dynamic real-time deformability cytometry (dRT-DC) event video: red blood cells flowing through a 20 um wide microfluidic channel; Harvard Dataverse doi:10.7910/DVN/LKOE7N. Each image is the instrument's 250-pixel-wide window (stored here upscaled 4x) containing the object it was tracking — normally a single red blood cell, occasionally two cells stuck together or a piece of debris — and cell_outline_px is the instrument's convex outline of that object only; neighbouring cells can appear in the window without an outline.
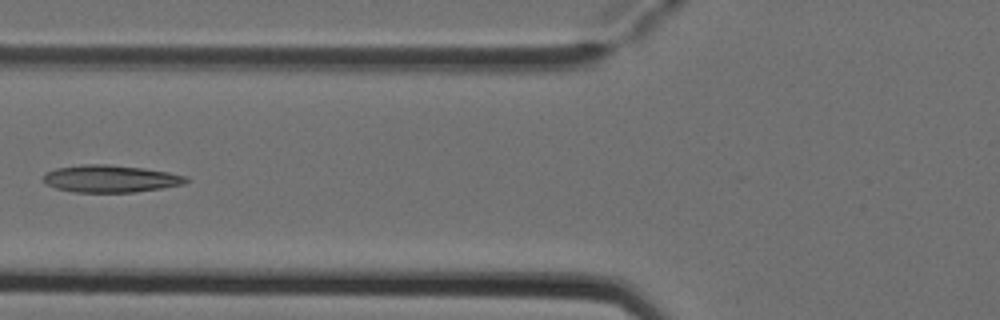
{"species": "Egyptian fruit bat (a non-hibernating species)", "species_latin": "Rousettus aegyptiacus", "temperature_condition": "cold", "stored_images_in_passage": 5, "camera_frame_rate_fps": 3000, "um_per_image_px": 0.085, "animal": {"sex": "female"}, "frame": {"image": 1, "passage_image": 4, "time_ms": 1.0, "image_size_px": [1000, 320], "cell_outline_px": [[188, 180], [184, 184], [164, 188], [136, 192], [72, 192], [56, 188], [44, 184], [44, 172], [56, 168], [84, 164], [108, 164], [144, 168], [168, 172], [188, 176]], "centroid_in_image_um": [9.39, 15.19], "position_along_channel_um": 116.4, "area_um2": 22.89}}
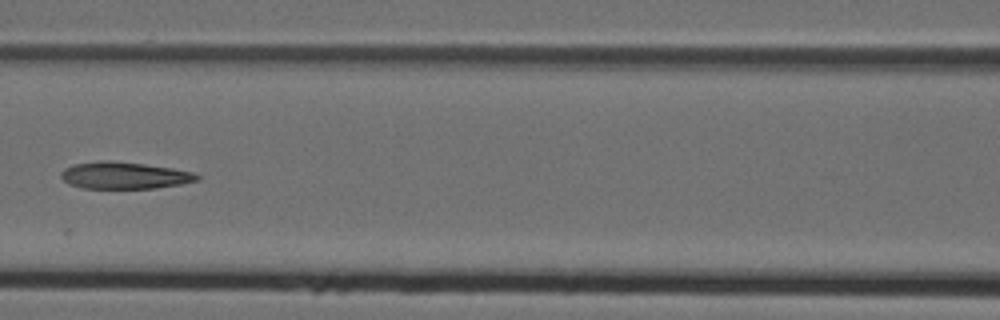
{"frame": {"image": 2, "passage_image": 5, "time_ms": 1.333, "image_size_px": [1000, 320], "cell_outline_px": [[200, 180], [180, 184], [156, 188], [84, 188], [68, 184], [60, 176], [60, 172], [64, 168], [76, 164], [104, 160], [144, 164], [172, 168], [192, 172], [200, 176]], "centroid_in_image_um": [10.57, 14.92], "position_along_channel_um": 156.0, "area_um2": 21.15}}